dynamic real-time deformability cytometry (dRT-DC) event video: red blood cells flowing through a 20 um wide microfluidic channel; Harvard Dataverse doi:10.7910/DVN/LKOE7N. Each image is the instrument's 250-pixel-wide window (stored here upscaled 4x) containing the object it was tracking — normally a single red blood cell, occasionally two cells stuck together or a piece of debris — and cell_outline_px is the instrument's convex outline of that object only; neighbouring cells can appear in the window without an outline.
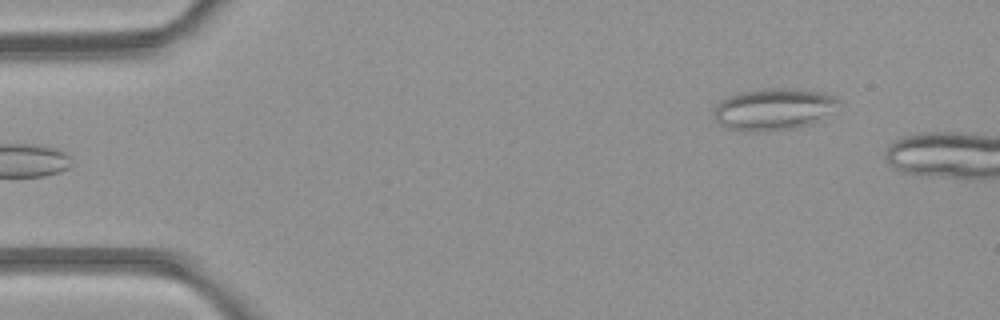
{"species": "common noctule bat (a hibernating species)", "species_latin": "Nyctalus noctula", "temperature_condition": "room temperature", "stored_images_in_passage": 5, "camera_frame_rate_fps": 3000, "um_per_image_px": 0.085, "animal": {"sex": "female", "body_mass_g": 21.9}, "frame": {"image": 1, "passage_image": 5, "time_ms": 5.333, "image_size_px": [1000, 320], "cell_outline_px": [[840, 104], [812, 124], [792, 128], [756, 132], [744, 132], [728, 128], [720, 124], [716, 120], [716, 104], [720, 100], [728, 96], [744, 92], [764, 88], [796, 88], [820, 92], [832, 96]], "centroid_in_image_um": [65.72, 9.28], "position_along_channel_um": 19.3, "area_um2": 30.0}}